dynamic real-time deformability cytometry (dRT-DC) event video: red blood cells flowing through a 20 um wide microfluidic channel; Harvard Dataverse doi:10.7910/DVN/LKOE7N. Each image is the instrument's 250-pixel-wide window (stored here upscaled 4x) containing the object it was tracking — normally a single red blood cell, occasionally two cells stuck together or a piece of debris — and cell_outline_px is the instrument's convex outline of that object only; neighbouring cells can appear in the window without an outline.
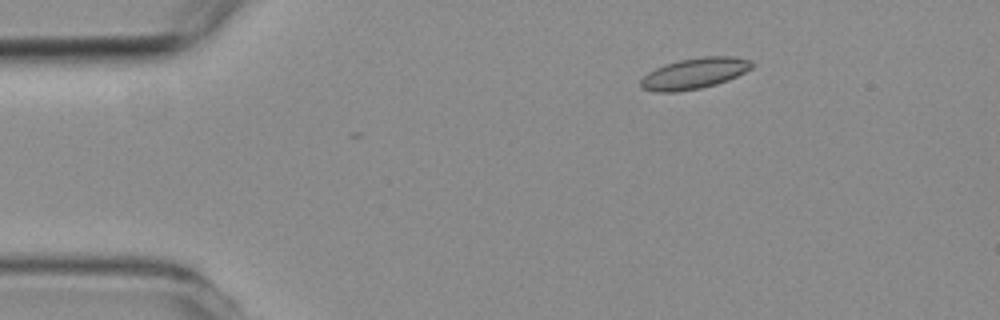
{"species": "common noctule bat (a hibernating species)", "species_latin": "Nyctalus noctula", "temperature_condition": "room temperature", "stored_images_in_passage": 3, "camera_frame_rate_fps": 3000, "um_per_image_px": 0.085, "animal": {"sex": "female", "body_mass_g": 19.3, "forearm_length_mm": 54.1}, "frame": {"image": 1, "passage_image": 1, "time_ms": 0.0, "image_size_px": [1000, 320], "cell_outline_px": [[756, 64], [752, 68], [728, 80], [716, 84], [700, 88], [676, 92], [656, 92], [644, 88], [640, 84], [640, 80], [648, 72], [656, 68], [680, 60], [704, 56], [732, 56], [752, 60]], "centroid_in_image_um": [59.07, 6.23], "position_along_channel_um": 25.9, "area_um2": 19.88}}
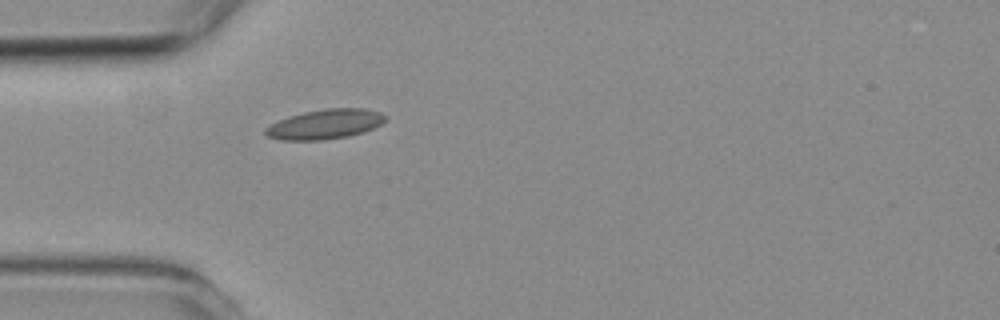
{"frame": {"image": 2, "passage_image": 3, "time_ms": 2.333, "image_size_px": [1000, 320], "cell_outline_px": [[388, 116], [380, 124], [364, 132], [348, 136], [320, 140], [280, 140], [268, 136], [264, 132], [264, 128], [288, 116], [304, 112], [324, 108], [364, 108], [380, 112]], "centroid_in_image_um": [27.63, 10.55], "position_along_channel_um": 57.4, "area_um2": 20.69}}